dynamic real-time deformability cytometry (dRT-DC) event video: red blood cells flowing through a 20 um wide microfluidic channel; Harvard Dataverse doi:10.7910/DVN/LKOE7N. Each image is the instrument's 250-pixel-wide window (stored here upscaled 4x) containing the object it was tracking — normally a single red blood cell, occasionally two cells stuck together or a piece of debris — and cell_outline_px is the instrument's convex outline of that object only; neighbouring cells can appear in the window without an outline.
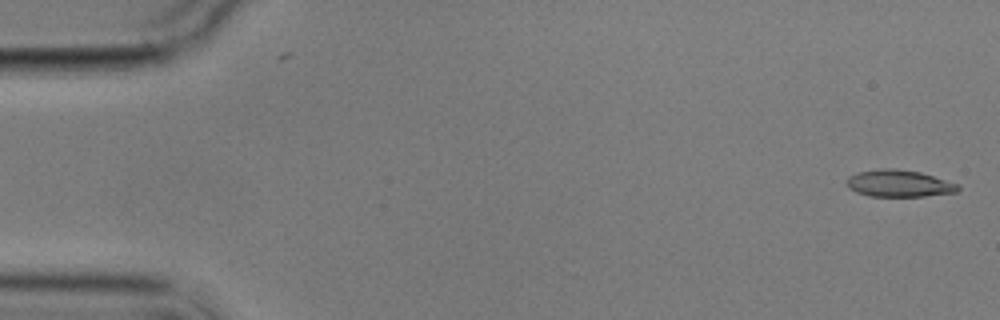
{"species": "common noctule bat (a hibernating species)", "species_latin": "Nyctalus noctula", "temperature_condition": "cold", "stored_images_in_passage": 4, "camera_frame_rate_fps": 3000, "um_per_image_px": 0.085, "animal": {"sex": "male", "body_mass_g": 17.9}, "frame": {"image": 1, "passage_image": 1, "time_ms": 0.0, "image_size_px": [1000, 320], "cell_outline_px": [[960, 188], [956, 192], [924, 196], [868, 196], [856, 192], [848, 188], [844, 180], [848, 176], [856, 172], [884, 168], [896, 168], [920, 172], [960, 184]], "centroid_in_image_um": [76.37, 15.58], "position_along_channel_um": 8.6, "area_um2": 17.69}}